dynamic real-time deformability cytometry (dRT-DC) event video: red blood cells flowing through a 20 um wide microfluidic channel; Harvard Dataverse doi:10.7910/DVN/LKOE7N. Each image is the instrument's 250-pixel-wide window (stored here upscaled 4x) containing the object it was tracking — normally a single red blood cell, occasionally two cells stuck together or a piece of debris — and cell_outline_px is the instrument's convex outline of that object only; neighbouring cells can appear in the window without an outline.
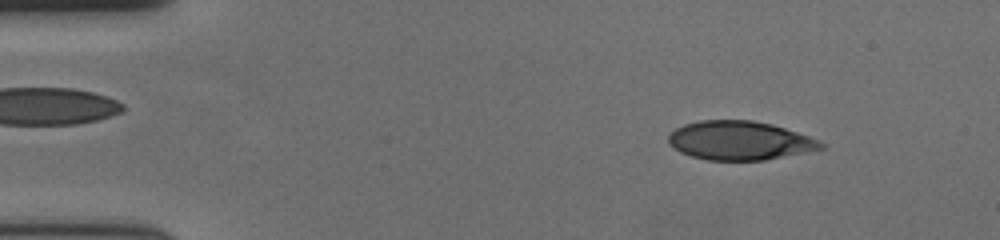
{"species": "human", "species_latin": "Homo sapiens", "temperature_condition": "cold", "stored_images_in_passage": 55, "camera_frame_rate_fps": 3000, "um_per_image_px": 0.085, "donor": {"sex": "female"}, "frame": {"image": 1, "passage_image": 6, "time_ms": 1.667, "image_size_px": [1000, 240], "cell_outline_px": [[824, 148], [764, 160], [708, 160], [692, 156], [680, 152], [668, 144], [668, 136], [676, 128], [684, 124], [700, 120], [752, 120], [772, 124], [808, 136], [824, 144]], "centroid_in_image_um": [62.82, 11.94], "position_along_channel_um": 22.2, "area_um2": 34.22}}
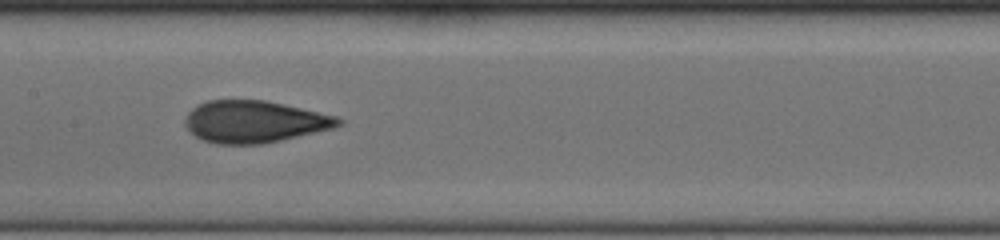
{"frame": {"image": 2, "passage_image": 27, "time_ms": 8.667, "image_size_px": [1000, 240], "cell_outline_px": [[344, 124], [332, 128], [280, 140], [260, 144], [216, 144], [200, 140], [184, 124], [184, 120], [188, 112], [192, 108], [208, 100], [264, 100], [336, 116], [344, 120]], "centroid_in_image_um": [21.59, 10.35], "position_along_channel_um": 185.8, "area_um2": 37.22}}
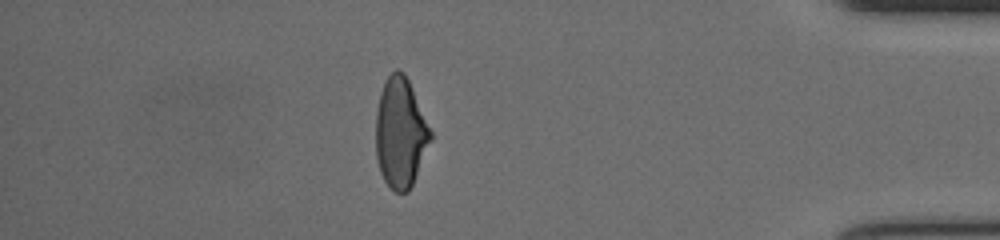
{"frame": {"image": 3, "passage_image": 48, "time_ms": 15.667, "image_size_px": [1000, 240], "cell_outline_px": [[432, 140], [412, 184], [408, 192], [396, 192], [384, 180], [380, 172], [376, 156], [376, 112], [380, 92], [388, 76], [396, 68], [404, 72], [412, 88], [432, 132]], "centroid_in_image_um": [34.04, 11.29], "position_along_channel_um": 401.2, "area_um2": 34.91}, "authors_computed_cell_mechanics": {"area_um2": 36.3562, "velocity_mm_per_s": 3.6599, "shape_relaxation_time_tau1_ms": 4.8947, "shape_relaxation_time_tau2_ms": 1.2597, "deformation_change_tau1": 0.1721, "deformation_change_tau2": 0.0787}}